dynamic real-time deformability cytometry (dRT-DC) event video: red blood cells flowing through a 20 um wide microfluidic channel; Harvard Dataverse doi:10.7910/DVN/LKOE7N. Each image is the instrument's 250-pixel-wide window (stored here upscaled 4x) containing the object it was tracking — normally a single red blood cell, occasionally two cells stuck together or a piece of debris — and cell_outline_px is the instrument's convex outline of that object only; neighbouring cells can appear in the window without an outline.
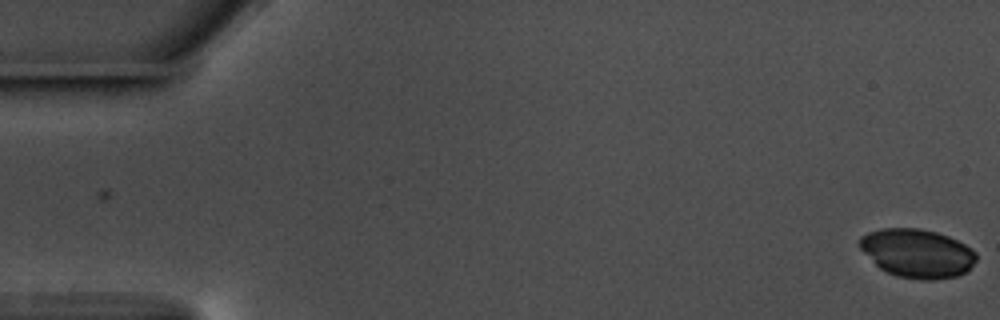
{"species": "common noctule bat (a hibernating species)", "species_latin": "Nyctalus noctula", "temperature_condition": "warm", "stored_images_in_passage": 58, "camera_frame_rate_fps": 3000, "um_per_image_px": 0.085, "animal": {"sex": "male", "body_mass_g": 17.5, "forearm_length_mm": 52.3}, "frame": {"image": 1, "passage_image": 1, "time_ms": 0.0, "image_size_px": [1000, 320], "cell_outline_px": [[976, 260], [964, 272], [956, 276], [932, 280], [920, 280], [896, 276], [880, 268], [856, 244], [856, 240], [860, 236], [868, 232], [880, 228], [920, 228], [936, 232], [948, 236], [972, 248], [976, 252]], "centroid_in_image_um": [77.92, 21.51], "position_along_channel_um": 7.1, "area_um2": 33.12}}
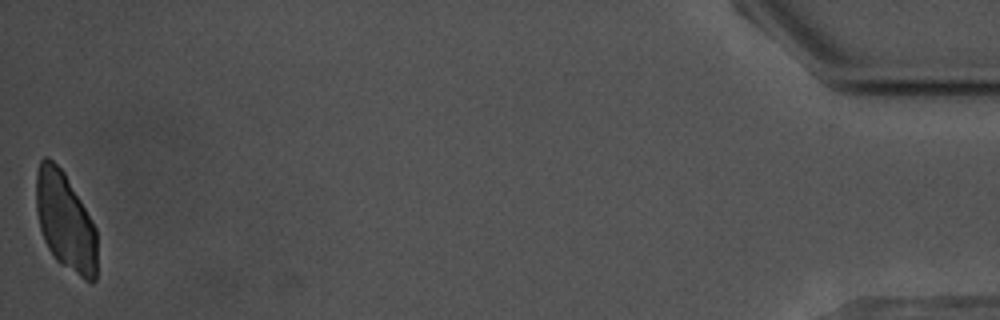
{"frame": {"image": 2, "passage_image": 58, "time_ms": 19.0, "image_size_px": [1000, 320], "cell_outline_px": [[96, 280], [92, 284], [84, 280], [60, 264], [56, 260], [48, 248], [44, 240], [40, 228], [36, 212], [36, 172], [40, 160], [44, 156], [48, 156], [64, 172], [96, 228]], "centroid_in_image_um": [5.53, 18.84], "position_along_channel_um": 429.7, "area_um2": 34.97}}